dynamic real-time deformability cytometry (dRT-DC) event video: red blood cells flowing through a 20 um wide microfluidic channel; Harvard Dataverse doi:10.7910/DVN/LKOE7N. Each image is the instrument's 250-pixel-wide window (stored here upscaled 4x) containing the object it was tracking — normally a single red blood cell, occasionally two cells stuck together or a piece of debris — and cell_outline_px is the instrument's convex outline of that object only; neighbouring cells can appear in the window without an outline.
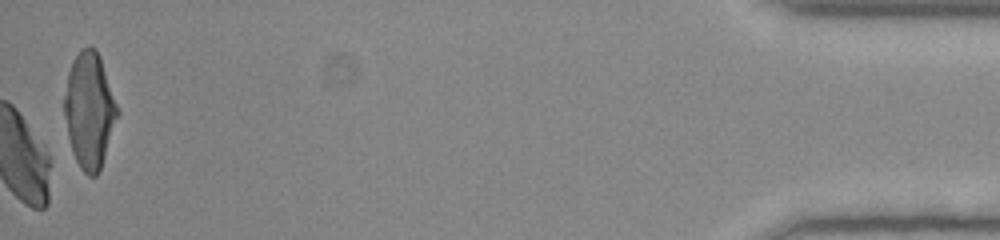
{"species": "human", "species_latin": "Homo sapiens", "temperature_condition": "room temperature", "stored_images_in_passage": 52, "camera_frame_rate_fps": 3000, "um_per_image_px": 0.085, "donor": {"sex": "female"}, "frame": {"image": 1, "passage_image": 52, "time_ms": 17.0, "image_size_px": [1000, 240], "cell_outline_px": [[120, 112], [100, 168], [96, 176], [88, 176], [80, 168], [72, 152], [68, 136], [64, 116], [64, 96], [68, 72], [72, 60], [80, 48], [96, 48], [100, 56]], "centroid_in_image_um": [7.59, 9.36], "position_along_channel_um": 427.6, "area_um2": 35.72}, "authors_computed_cell_mechanics": {"area_um2": 32.5992, "velocity_mm_per_s": 3.89, "shape_relaxation_time_tau1_ms": 3.5657, "shape_relaxation_time_tau2_ms": null, "deformation_change_tau1": 0.203, "deformation_change_tau2": null}}